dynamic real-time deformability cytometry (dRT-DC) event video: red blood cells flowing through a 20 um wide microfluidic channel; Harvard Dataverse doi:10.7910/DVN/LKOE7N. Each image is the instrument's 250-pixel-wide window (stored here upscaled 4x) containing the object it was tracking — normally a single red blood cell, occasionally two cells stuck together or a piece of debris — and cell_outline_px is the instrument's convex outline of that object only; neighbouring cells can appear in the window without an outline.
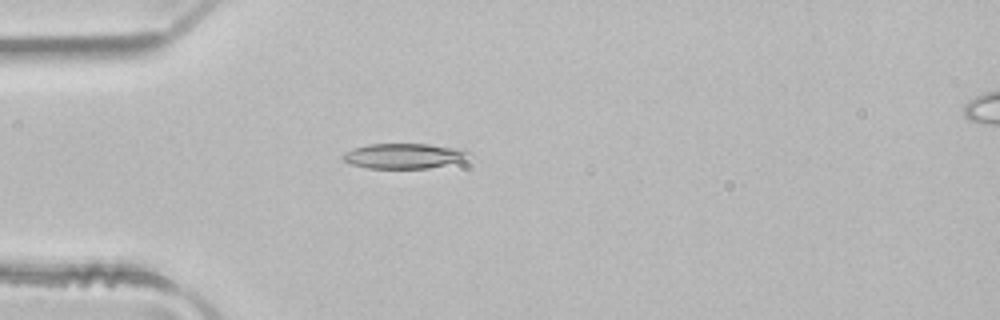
{"species": "common noctule bat (a hibernating species)", "species_latin": "Nyctalus noctula", "temperature_condition": "room temperature", "stored_images_in_passage": 4, "camera_frame_rate_fps": 3000, "um_per_image_px": 0.085, "animal": {"sex": "male", "body_mass_g": 21.5, "forearm_length_mm": 52.0}, "frame": {"image": 1, "passage_image": 4, "time_ms": 1.0, "image_size_px": [1000, 320], "cell_outline_px": [[468, 152], [460, 160], [428, 168], [368, 168], [352, 164], [344, 160], [340, 156], [344, 152], [368, 144], [428, 144], [464, 148]], "centroid_in_image_um": [34.26, 13.24], "position_along_channel_um": 50.7, "area_um2": 18.03}}